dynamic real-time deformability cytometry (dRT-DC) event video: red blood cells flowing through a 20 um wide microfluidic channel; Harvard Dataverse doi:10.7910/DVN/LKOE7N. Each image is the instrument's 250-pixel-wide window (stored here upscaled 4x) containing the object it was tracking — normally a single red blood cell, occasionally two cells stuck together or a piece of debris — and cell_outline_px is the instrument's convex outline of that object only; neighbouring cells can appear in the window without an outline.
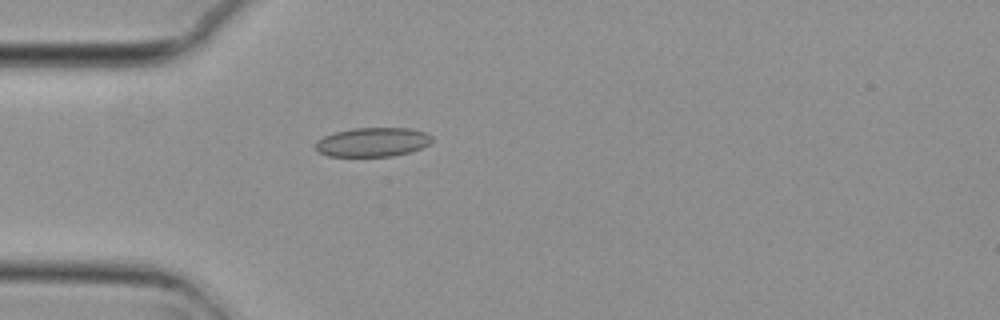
{"species": "common noctule bat (a hibernating species)", "species_latin": "Nyctalus noctula", "temperature_condition": "cold", "stored_images_in_passage": 1, "camera_frame_rate_fps": 3000, "um_per_image_px": 0.085, "animal": {"sex": "female", "body_mass_g": 29.2, "forearm_length_mm": 56.3}, "frame": {"image": 1, "passage_image": 1, "time_ms": 0.0, "image_size_px": [1000, 320], "cell_outline_px": [[432, 140], [428, 144], [420, 148], [408, 152], [392, 156], [328, 156], [316, 152], [316, 140], [324, 136], [336, 132], [352, 128], [408, 128], [424, 132], [432, 136]], "centroid_in_image_um": [31.63, 12.08], "position_along_channel_um": 53.4, "area_um2": 19.65}}